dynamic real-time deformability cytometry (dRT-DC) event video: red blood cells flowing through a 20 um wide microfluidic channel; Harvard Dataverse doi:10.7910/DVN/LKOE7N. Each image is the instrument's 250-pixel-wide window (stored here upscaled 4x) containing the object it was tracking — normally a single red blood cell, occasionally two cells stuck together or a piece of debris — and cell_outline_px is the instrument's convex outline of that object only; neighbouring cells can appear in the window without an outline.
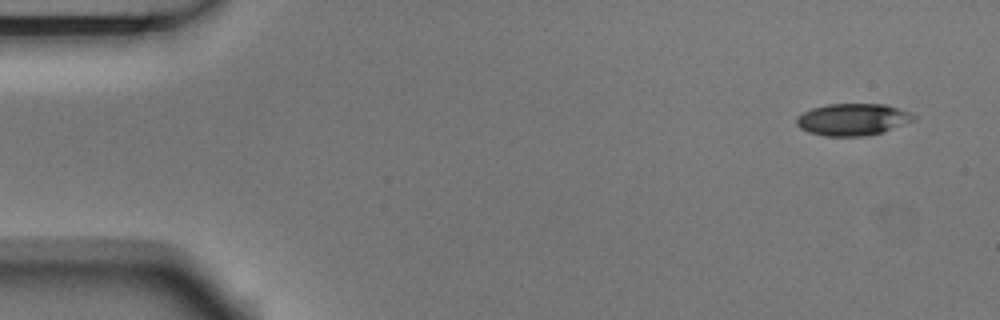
{"species": "Egyptian fruit bat (a non-hibernating species)", "species_latin": "Rousettus aegyptiacus", "temperature_condition": "room temperature", "stored_images_in_passage": 5, "camera_frame_rate_fps": 3000, "um_per_image_px": 0.085, "animal": {"sex": "male"}, "frame": {"image": 1, "passage_image": 1, "time_ms": 0.0, "image_size_px": [1000, 320], "cell_outline_px": [[916, 120], [884, 132], [864, 136], [824, 136], [808, 132], [800, 128], [796, 124], [796, 116], [812, 108], [828, 104], [888, 104], [912, 112], [916, 116]], "centroid_in_image_um": [72.52, 10.15], "position_along_channel_um": 12.5, "area_um2": 22.14}}
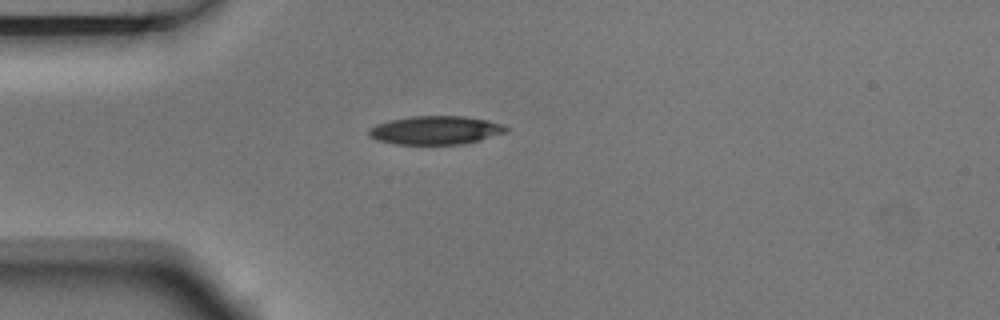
{"frame": {"image": 2, "passage_image": 4, "time_ms": 1.0, "image_size_px": [1000, 320], "cell_outline_px": [[508, 132], [480, 140], [464, 144], [396, 144], [376, 140], [368, 136], [368, 128], [376, 124], [388, 120], [412, 116], [464, 116], [488, 120], [504, 124], [508, 128]], "centroid_in_image_um": [37.02, 11.06], "position_along_channel_um": 48.0, "area_um2": 23.06}}